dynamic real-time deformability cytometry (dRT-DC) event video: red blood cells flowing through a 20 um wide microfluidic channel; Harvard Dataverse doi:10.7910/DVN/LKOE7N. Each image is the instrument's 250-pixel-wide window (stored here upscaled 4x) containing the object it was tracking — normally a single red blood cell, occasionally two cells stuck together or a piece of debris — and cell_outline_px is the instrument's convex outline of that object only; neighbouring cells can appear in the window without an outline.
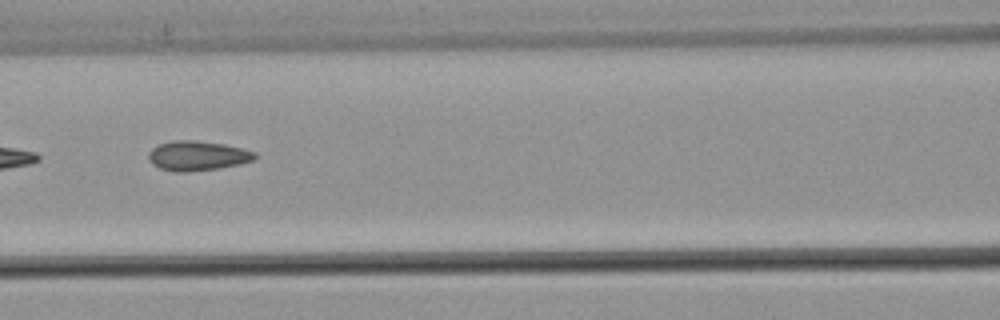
{"species": "common noctule bat (a hibernating species)", "species_latin": "Nyctalus noctula", "temperature_condition": "warm", "stored_images_in_passage": 8, "camera_frame_rate_fps": 3000, "um_per_image_px": 0.085, "animal": {"sex": "male", "body_mass_g": 21.5, "forearm_length_mm": 52.0}, "frame": {"image": 1, "passage_image": 6, "time_ms": 1.667, "image_size_px": [1000, 320], "cell_outline_px": [[256, 156], [252, 160], [240, 164], [216, 168], [188, 172], [176, 172], [160, 168], [152, 164], [148, 160], [148, 152], [152, 148], [160, 144], [172, 140], [196, 140], [224, 144], [256, 152]], "centroid_in_image_um": [16.74, 13.23], "position_along_channel_um": 149.9, "area_um2": 18.32}}